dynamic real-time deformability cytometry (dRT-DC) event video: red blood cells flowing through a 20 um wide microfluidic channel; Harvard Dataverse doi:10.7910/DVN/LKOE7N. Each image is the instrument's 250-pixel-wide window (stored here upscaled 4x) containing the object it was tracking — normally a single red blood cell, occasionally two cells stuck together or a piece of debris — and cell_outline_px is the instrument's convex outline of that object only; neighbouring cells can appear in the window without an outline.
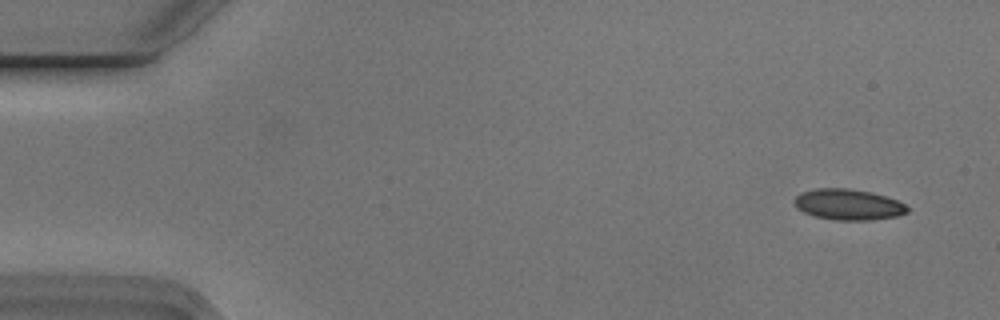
{"species": "Egyptian fruit bat (a non-hibernating species)", "species_latin": "Rousettus aegyptiacus", "temperature_condition": "cold", "stored_images_in_passage": 4, "camera_frame_rate_fps": 3000, "um_per_image_px": 0.085, "animal": {"sex": "male"}, "frame": {"image": 1, "passage_image": 1, "time_ms": 0.0, "image_size_px": [1000, 320], "cell_outline_px": [[908, 212], [896, 216], [872, 220], [836, 220], [816, 216], [804, 212], [796, 208], [792, 200], [800, 192], [816, 188], [848, 188], [868, 192], [884, 196], [896, 200], [904, 204], [908, 208]], "centroid_in_image_um": [72.05, 17.38], "position_along_channel_um": 13.0, "area_um2": 20.23}}
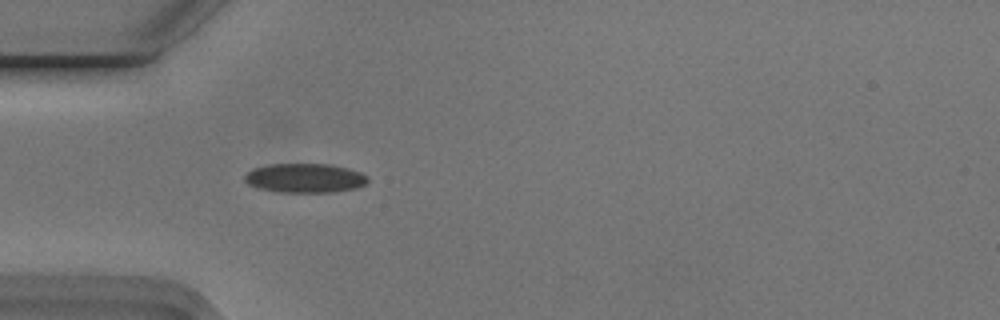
{"frame": {"image": 2, "passage_image": 4, "time_ms": 1.0, "image_size_px": [1000, 320], "cell_outline_px": [[368, 180], [364, 184], [356, 188], [336, 192], [280, 192], [256, 188], [248, 184], [244, 180], [244, 176], [252, 168], [268, 164], [328, 164], [360, 172], [368, 176]], "centroid_in_image_um": [25.87, 15.14], "position_along_channel_um": 59.1, "area_um2": 20.98}}